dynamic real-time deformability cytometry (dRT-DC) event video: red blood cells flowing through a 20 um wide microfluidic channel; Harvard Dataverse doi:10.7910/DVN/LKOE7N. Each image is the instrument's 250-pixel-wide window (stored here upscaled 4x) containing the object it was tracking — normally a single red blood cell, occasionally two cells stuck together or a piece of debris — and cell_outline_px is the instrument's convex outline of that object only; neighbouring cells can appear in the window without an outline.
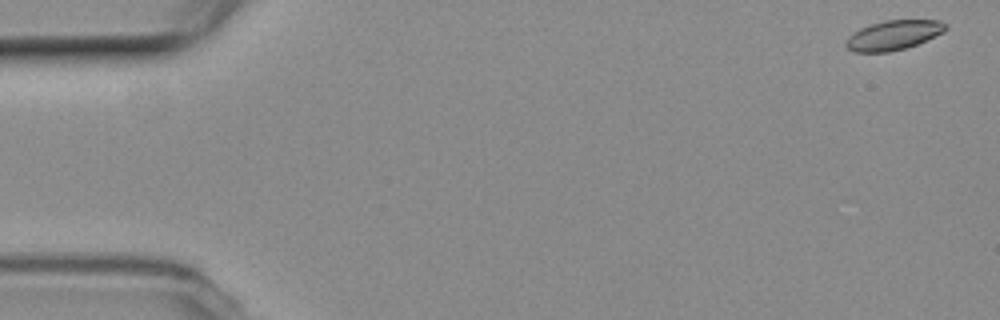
{"species": "common noctule bat (a hibernating species)", "species_latin": "Nyctalus noctula", "temperature_condition": "room temperature", "stored_images_in_passage": 54, "camera_frame_rate_fps": 3000, "um_per_image_px": 0.085, "animal": {"sex": "female", "body_mass_g": 19.3, "forearm_length_mm": 54.1}, "frame": {"image": 1, "passage_image": 1, "time_ms": 0.0, "image_size_px": [1000, 320], "cell_outline_px": [[948, 28], [944, 32], [916, 44], [904, 48], [888, 52], [852, 52], [844, 44], [848, 36], [852, 32], [860, 28], [884, 20], [940, 20], [948, 24]], "centroid_in_image_um": [75.93, 2.98], "position_along_channel_um": 9.1, "area_um2": 17.22}}
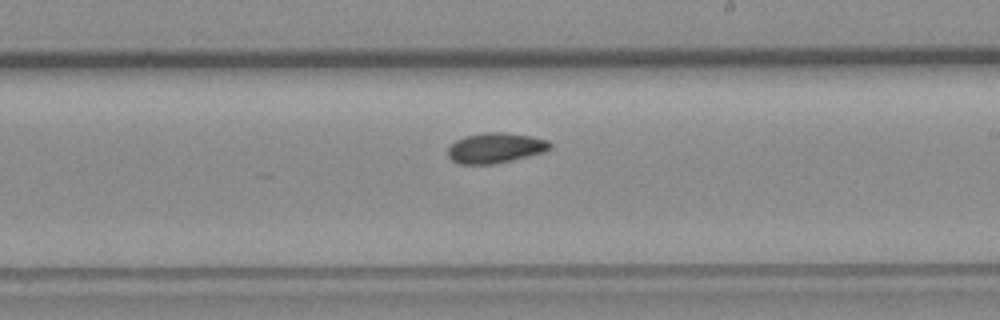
{"frame": {"image": 2, "passage_image": 31, "time_ms": 10.0, "image_size_px": [1000, 320], "cell_outline_px": [[552, 148], [544, 152], [512, 160], [492, 164], [460, 164], [452, 160], [448, 156], [448, 148], [456, 140], [464, 136], [484, 132], [504, 132], [532, 136], [548, 140], [552, 144]], "centroid_in_image_um": [42.13, 12.56], "position_along_channel_um": 246.9, "area_um2": 18.09}}
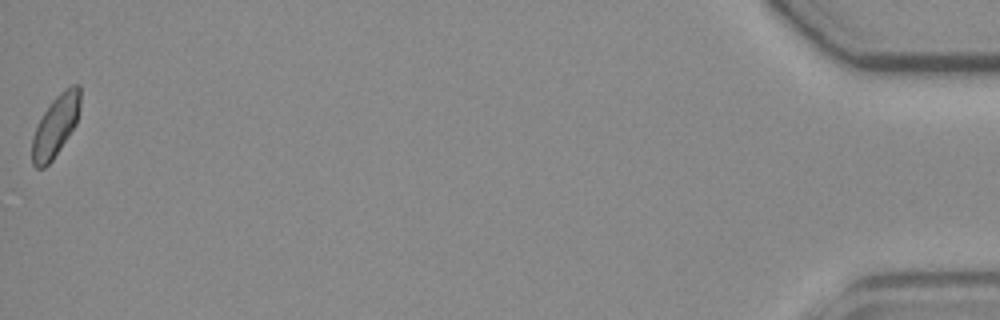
{"frame": {"image": 3, "passage_image": 54, "time_ms": 17.667, "image_size_px": [1000, 320], "cell_outline_px": [[80, 108], [76, 124], [52, 160], [44, 168], [36, 168], [32, 164], [32, 136], [44, 112], [52, 100], [64, 88], [72, 84], [80, 84]], "centroid_in_image_um": [4.73, 10.68], "position_along_channel_um": 430.5, "area_um2": 17.11}}